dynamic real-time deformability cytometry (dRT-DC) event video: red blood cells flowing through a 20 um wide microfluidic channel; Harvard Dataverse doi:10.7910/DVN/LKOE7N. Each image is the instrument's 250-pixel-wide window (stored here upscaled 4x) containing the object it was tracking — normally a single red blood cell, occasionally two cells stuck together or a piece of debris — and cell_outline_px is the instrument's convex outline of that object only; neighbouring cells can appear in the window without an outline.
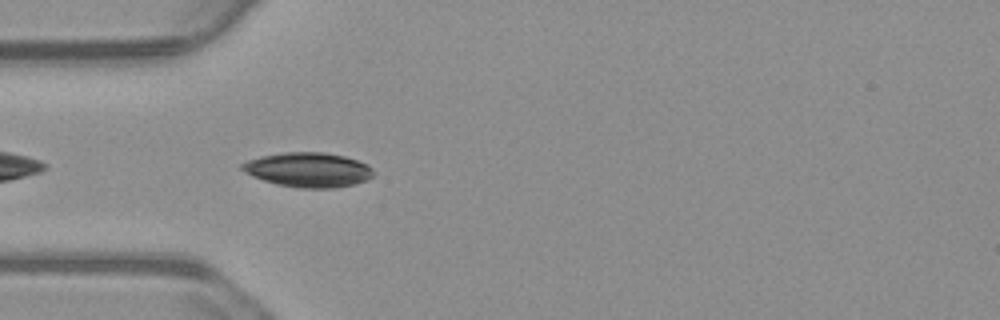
{"species": "common noctule bat (a hibernating species)", "species_latin": "Nyctalus noctula", "temperature_condition": "warm", "stored_images_in_passage": 36, "camera_frame_rate_fps": 3000, "um_per_image_px": 0.085, "animal": {"sex": "male", "body_mass_g": 23.1, "forearm_length_mm": 52.7}, "frame": {"image": 1, "passage_image": 3, "time_ms": 0.667, "image_size_px": [1000, 320], "cell_outline_px": [[372, 176], [368, 180], [356, 184], [336, 188], [300, 188], [276, 184], [252, 176], [240, 168], [240, 164], [248, 160], [260, 156], [284, 152], [324, 152], [344, 156], [356, 160], [372, 168]], "centroid_in_image_um": [26.19, 14.43], "position_along_channel_um": 58.8, "area_um2": 26.47}}
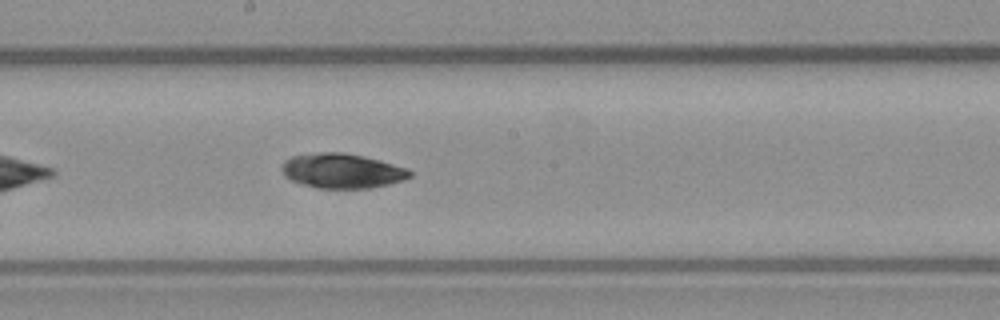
{"frame": {"image": 2, "passage_image": 16, "time_ms": 5.0, "image_size_px": [1000, 320], "cell_outline_px": [[412, 176], [404, 180], [388, 184], [368, 188], [316, 188], [300, 184], [284, 176], [280, 168], [284, 160], [292, 156], [320, 152], [344, 152], [364, 156], [380, 160], [408, 168], [412, 172]], "centroid_in_image_um": [29.06, 14.52], "position_along_channel_um": 219.1, "area_um2": 26.13}}
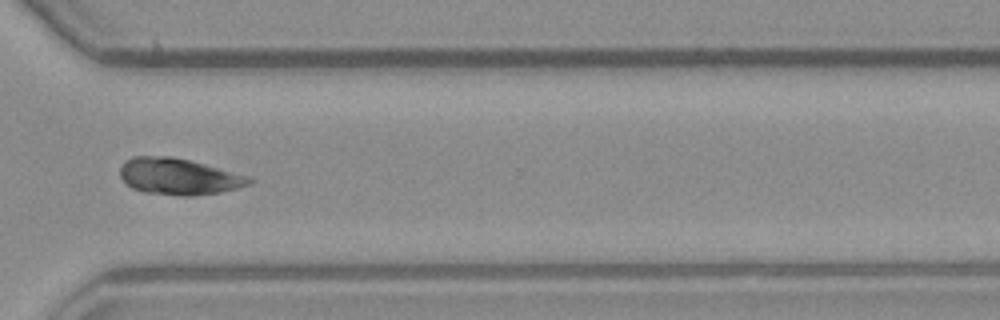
{"frame": {"image": 3, "passage_image": 27, "time_ms": 8.667, "image_size_px": [1000, 320], "cell_outline_px": [[256, 180], [252, 184], [220, 192], [192, 196], [180, 196], [144, 192], [132, 188], [120, 176], [120, 164], [124, 160], [132, 156], [172, 156], [204, 164], [248, 176]], "centroid_in_image_um": [15.17, 15.0], "position_along_channel_um": 355.4, "area_um2": 27.46}, "authors_computed_cell_mechanics": {"area_um2": 25.5765, "velocity_mm_per_s": 3.7236, "shape_relaxation_time_tau1_ms": 4.7355, "shape_relaxation_time_tau2_ms": null, "deformation_change_tau1": 0.0665, "deformation_change_tau2": null}}